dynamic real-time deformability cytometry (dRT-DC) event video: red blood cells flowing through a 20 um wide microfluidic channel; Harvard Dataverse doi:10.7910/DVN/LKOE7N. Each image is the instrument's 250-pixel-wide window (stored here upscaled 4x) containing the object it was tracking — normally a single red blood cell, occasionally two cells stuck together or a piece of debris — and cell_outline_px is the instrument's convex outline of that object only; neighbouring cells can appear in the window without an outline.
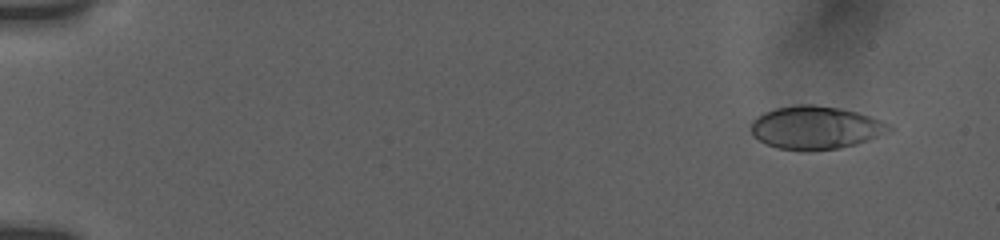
{"species": "human", "species_latin": "Homo sapiens", "temperature_condition": "room temperature", "stored_images_in_passage": 8, "camera_frame_rate_fps": 3000, "um_per_image_px": 0.085, "donor": {"sex": "female"}, "frame": {"image": 1, "passage_image": 3, "time_ms": 1.333, "image_size_px": [1000, 240], "cell_outline_px": [[892, 132], [856, 144], [840, 148], [800, 152], [776, 148], [752, 136], [752, 120], [756, 116], [764, 112], [776, 108], [796, 104], [812, 104], [840, 108], [856, 112], [880, 120], [888, 124], [892, 128]], "centroid_in_image_um": [69.31, 10.86], "position_along_channel_um": 15.7, "area_um2": 34.91}}
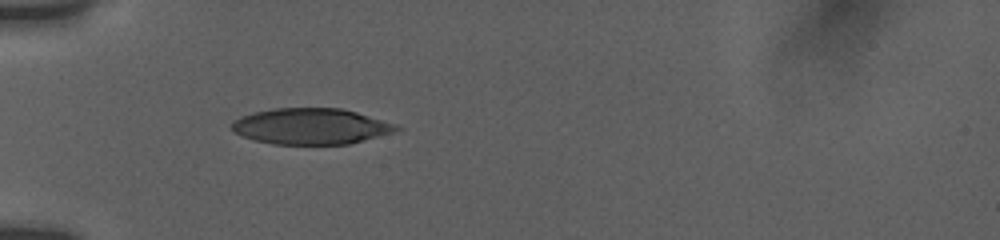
{"frame": {"image": 2, "passage_image": 7, "time_ms": 6.0, "image_size_px": [1000, 240], "cell_outline_px": [[404, 128], [392, 132], [348, 144], [272, 144], [252, 140], [236, 132], [232, 128], [232, 120], [240, 116], [252, 112], [276, 108], [340, 108], [356, 112], [396, 124]], "centroid_in_image_um": [26.4, 10.73], "position_along_channel_um": 58.6, "area_um2": 34.39}}